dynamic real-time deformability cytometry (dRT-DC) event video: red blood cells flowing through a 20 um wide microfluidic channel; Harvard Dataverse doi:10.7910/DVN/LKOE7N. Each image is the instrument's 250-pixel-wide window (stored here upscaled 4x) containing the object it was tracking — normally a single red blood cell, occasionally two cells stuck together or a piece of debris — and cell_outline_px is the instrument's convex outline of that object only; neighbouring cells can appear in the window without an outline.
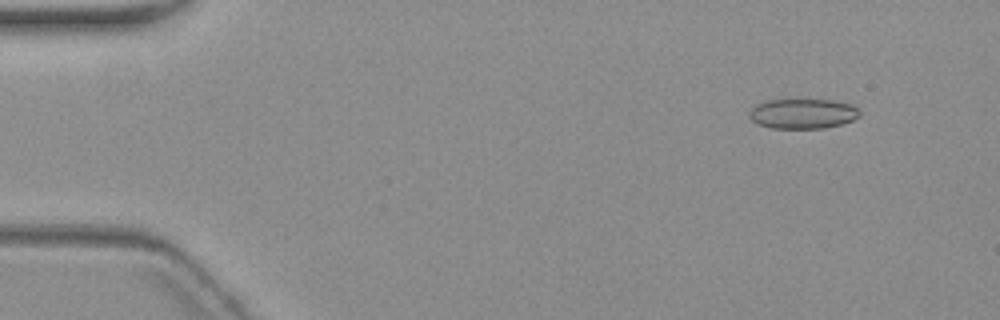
{"species": "common noctule bat (a hibernating species)", "species_latin": "Nyctalus noctula", "temperature_condition": "warm", "stored_images_in_passage": 3, "camera_frame_rate_fps": 3000, "um_per_image_px": 0.085, "animal": {"sex": "female", "body_mass_g": 19.3, "forearm_length_mm": 54.1}, "frame": {"image": 1, "passage_image": 1, "time_ms": 0.0, "image_size_px": [1000, 320], "cell_outline_px": [[860, 116], [852, 120], [840, 124], [824, 128], [772, 128], [760, 124], [752, 120], [748, 116], [748, 112], [756, 104], [768, 100], [832, 100], [852, 104], [860, 112]], "centroid_in_image_um": [68.23, 9.66], "position_along_channel_um": 16.8, "area_um2": 19.13}}